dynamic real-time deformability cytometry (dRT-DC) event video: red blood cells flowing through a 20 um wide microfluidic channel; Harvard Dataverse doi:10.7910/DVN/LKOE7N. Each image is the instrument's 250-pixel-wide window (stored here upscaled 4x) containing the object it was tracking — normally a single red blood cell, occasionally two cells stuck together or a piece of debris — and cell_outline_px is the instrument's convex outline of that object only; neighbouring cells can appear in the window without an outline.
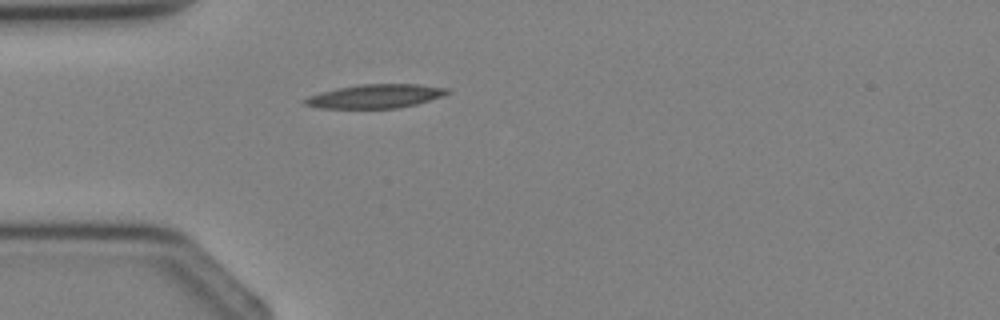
{"species": "Egyptian fruit bat (a non-hibernating species)", "species_latin": "Rousettus aegyptiacus", "temperature_condition": "cold", "stored_images_in_passage": 4, "camera_frame_rate_fps": 3000, "um_per_image_px": 0.085, "animal": {"sex": "female"}, "frame": {"image": 1, "passage_image": 4, "time_ms": 4.333, "image_size_px": [1000, 320], "cell_outline_px": [[452, 92], [416, 104], [396, 108], [320, 108], [304, 104], [304, 100], [308, 96], [320, 92], [336, 88], [360, 84], [416, 84], [452, 88]], "centroid_in_image_um": [31.92, 8.17], "position_along_channel_um": 53.1, "area_um2": 19.71}}